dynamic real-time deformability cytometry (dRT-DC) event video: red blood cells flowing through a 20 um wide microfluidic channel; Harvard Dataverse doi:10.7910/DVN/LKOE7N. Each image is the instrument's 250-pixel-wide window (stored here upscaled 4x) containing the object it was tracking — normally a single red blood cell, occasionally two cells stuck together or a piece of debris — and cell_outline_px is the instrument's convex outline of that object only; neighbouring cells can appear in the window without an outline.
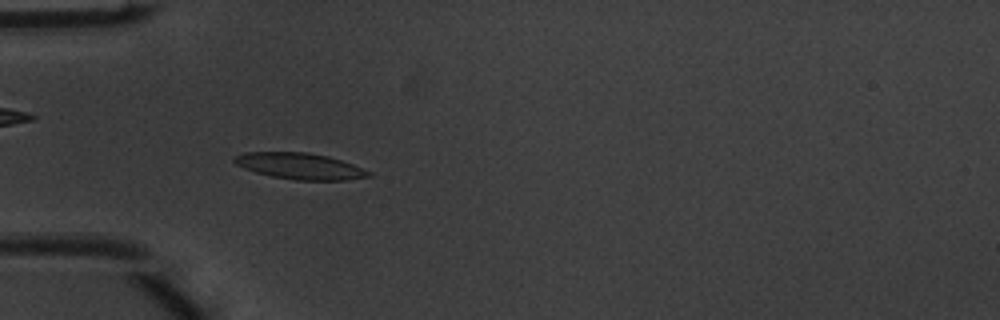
{"species": "common noctule bat (a hibernating species)", "species_latin": "Nyctalus noctula", "temperature_condition": "warm", "stored_images_in_passage": 45, "camera_frame_rate_fps": 3000, "um_per_image_px": 0.085, "animal": {"sex": "male", "body_mass_g": 20.1, "forearm_length_mm": 53.5}, "frame": {"image": 1, "passage_image": 10, "time_ms": 3.0, "image_size_px": [1000, 320], "cell_outline_px": [[372, 176], [344, 180], [296, 180], [272, 176], [256, 172], [244, 168], [236, 164], [232, 160], [232, 156], [244, 152], [308, 152], [328, 156], [352, 164], [372, 172]], "centroid_in_image_um": [25.47, 14.11], "position_along_channel_um": 59.5, "area_um2": 20.52}}
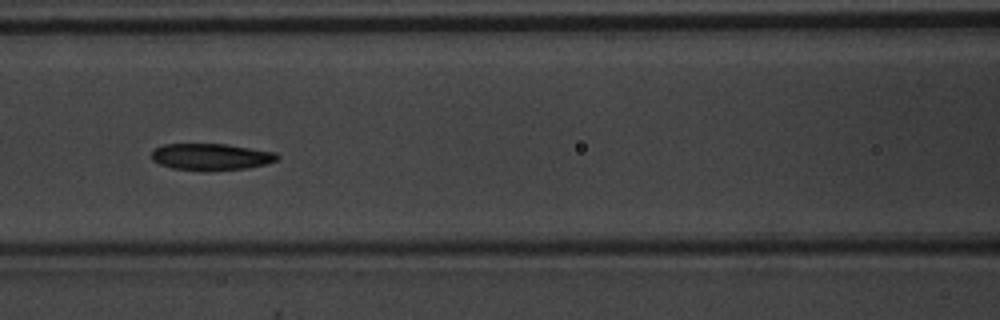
{"frame": {"image": 2, "passage_image": 17, "time_ms": 5.333, "image_size_px": [1000, 320], "cell_outline_px": [[280, 156], [276, 160], [264, 164], [248, 168], [208, 172], [204, 172], [172, 168], [160, 164], [152, 160], [152, 152], [156, 148], [164, 144], [228, 144], [276, 152]], "centroid_in_image_um": [17.95, 13.34], "position_along_channel_um": 148.7, "area_um2": 19.83}}
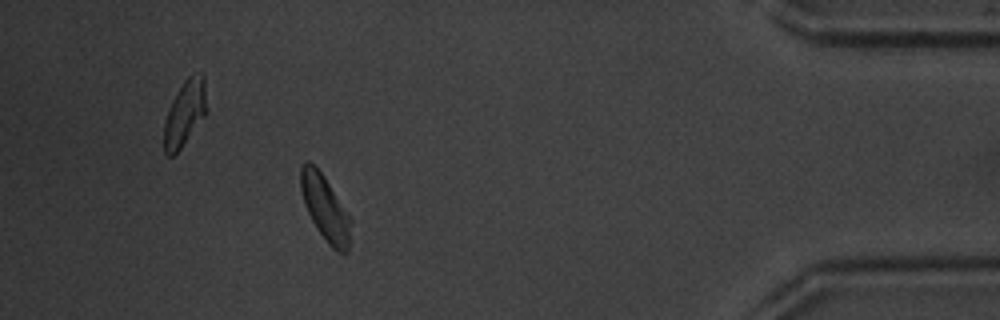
{"frame": {"image": 3, "passage_image": 40, "time_ms": 13.0, "image_size_px": [1000, 320], "cell_outline_px": [[352, 220], [348, 252], [344, 256], [336, 252], [328, 244], [316, 228], [304, 204], [300, 188], [300, 168], [304, 160], [308, 160], [324, 176]], "centroid_in_image_um": [27.64, 17.73], "position_along_channel_um": 407.6, "area_um2": 19.19}, "authors_computed_cell_mechanics": {"area_um2": 19.5364, "velocity_mm_per_s": 3.9971, "shape_relaxation_time_tau1_ms": 2.6518, "shape_relaxation_time_tau2_ms": 5.7961, "deformation_change_tau1": 0.1057, "deformation_change_tau2": 0.1269}}